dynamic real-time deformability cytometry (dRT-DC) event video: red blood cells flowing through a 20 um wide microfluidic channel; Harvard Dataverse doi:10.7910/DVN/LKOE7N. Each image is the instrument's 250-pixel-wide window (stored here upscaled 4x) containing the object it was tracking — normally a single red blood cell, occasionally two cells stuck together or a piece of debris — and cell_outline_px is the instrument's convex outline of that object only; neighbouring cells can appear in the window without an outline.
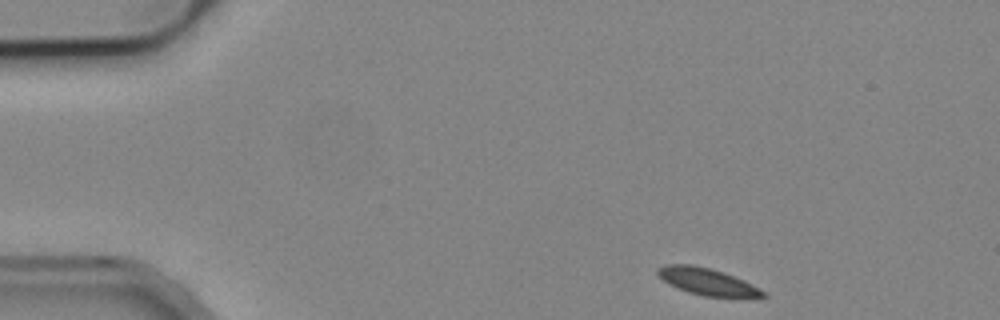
{"species": "common noctule bat (a hibernating species)", "species_latin": "Nyctalus noctula", "temperature_condition": "cold", "stored_images_in_passage": 4, "camera_frame_rate_fps": 3000, "um_per_image_px": 0.085, "animal": {"sex": "male", "body_mass_g": 19.2, "forearm_length_mm": 51.8}, "frame": {"image": 1, "passage_image": 1, "time_ms": 0.0, "image_size_px": [1000, 320], "cell_outline_px": [[768, 296], [704, 296], [688, 292], [668, 284], [656, 272], [656, 268], [668, 264], [692, 264], [724, 272], [744, 280], [768, 292]], "centroid_in_image_um": [60.1, 23.92], "position_along_channel_um": 24.9, "area_um2": 16.3}}
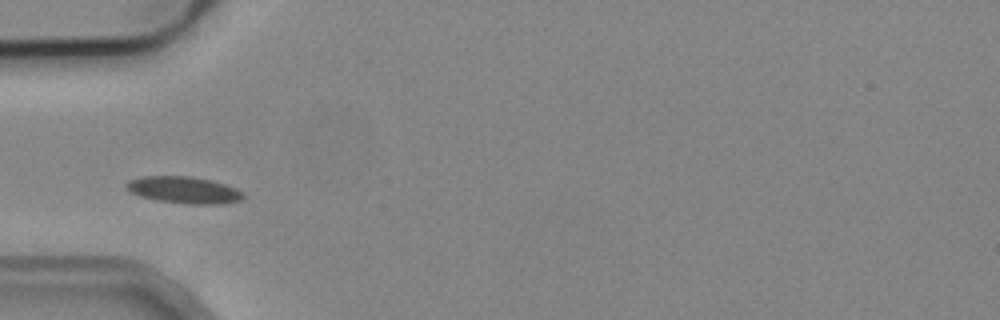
{"frame": {"image": 2, "passage_image": 4, "time_ms": 3.333, "image_size_px": [1000, 320], "cell_outline_px": [[244, 196], [240, 200], [220, 204], [188, 204], [156, 200], [140, 196], [128, 192], [124, 184], [128, 180], [144, 176], [192, 176], [212, 180], [236, 188], [244, 192]], "centroid_in_image_um": [15.6, 16.14], "position_along_channel_um": 69.4, "area_um2": 18.44}}